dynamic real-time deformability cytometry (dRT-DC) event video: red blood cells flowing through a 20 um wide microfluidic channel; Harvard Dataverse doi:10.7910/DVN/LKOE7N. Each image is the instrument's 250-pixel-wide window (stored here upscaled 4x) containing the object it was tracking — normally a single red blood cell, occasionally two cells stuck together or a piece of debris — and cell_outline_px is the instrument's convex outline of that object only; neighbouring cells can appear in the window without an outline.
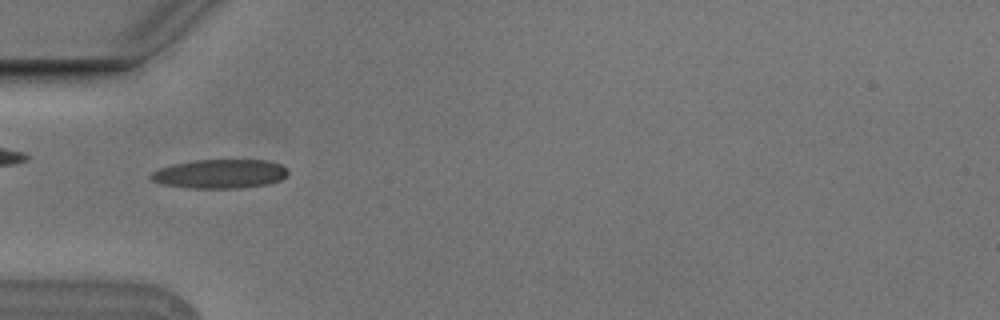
{"species": "Egyptian fruit bat (a non-hibernating species)", "species_latin": "Rousettus aegyptiacus", "temperature_condition": "cold", "stored_images_in_passage": 8, "camera_frame_rate_fps": 3000, "um_per_image_px": 0.085, "animal": {"sex": "male"}, "frame": {"image": 1, "passage_image": 6, "time_ms": 1.667, "image_size_px": [1000, 320], "cell_outline_px": [[288, 172], [280, 180], [268, 184], [240, 188], [188, 188], [164, 184], [152, 180], [148, 176], [152, 172], [160, 168], [172, 164], [196, 160], [268, 160], [280, 164], [288, 168]], "centroid_in_image_um": [18.7, 14.77], "position_along_channel_um": 66.3, "area_um2": 23.18}}
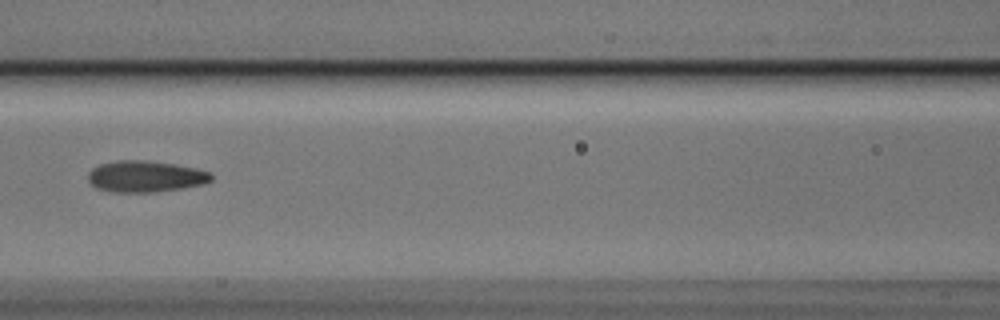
{"frame": {"image": 2, "passage_image": 8, "time_ms": 2.333, "image_size_px": [1000, 320], "cell_outline_px": [[212, 180], [204, 184], [180, 188], [152, 192], [112, 192], [96, 188], [88, 180], [88, 172], [92, 168], [100, 164], [116, 160], [144, 160], [176, 164], [196, 168], [212, 172]], "centroid_in_image_um": [12.36, 14.99], "position_along_channel_um": 154.2, "area_um2": 22.6}}